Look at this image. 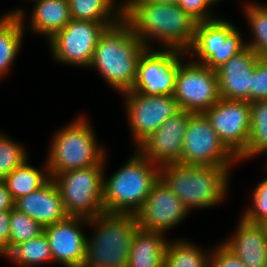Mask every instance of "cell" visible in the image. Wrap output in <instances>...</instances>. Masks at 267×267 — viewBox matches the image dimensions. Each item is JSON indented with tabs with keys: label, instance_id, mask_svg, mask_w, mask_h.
Masks as SVG:
<instances>
[{
	"label": "cell",
	"instance_id": "cell-1",
	"mask_svg": "<svg viewBox=\"0 0 267 267\" xmlns=\"http://www.w3.org/2000/svg\"><path fill=\"white\" fill-rule=\"evenodd\" d=\"M123 18L146 48H153L151 39L163 49L187 52L193 44L197 21L177 4L146 0L123 1Z\"/></svg>",
	"mask_w": 267,
	"mask_h": 267
},
{
	"label": "cell",
	"instance_id": "cell-2",
	"mask_svg": "<svg viewBox=\"0 0 267 267\" xmlns=\"http://www.w3.org/2000/svg\"><path fill=\"white\" fill-rule=\"evenodd\" d=\"M145 49L122 17L100 35L89 68L100 72L106 83L122 94L134 86L138 62Z\"/></svg>",
	"mask_w": 267,
	"mask_h": 267
},
{
	"label": "cell",
	"instance_id": "cell-3",
	"mask_svg": "<svg viewBox=\"0 0 267 267\" xmlns=\"http://www.w3.org/2000/svg\"><path fill=\"white\" fill-rule=\"evenodd\" d=\"M232 167L168 164L160 178L189 210L219 205L227 197ZM219 203V204H218Z\"/></svg>",
	"mask_w": 267,
	"mask_h": 267
},
{
	"label": "cell",
	"instance_id": "cell-4",
	"mask_svg": "<svg viewBox=\"0 0 267 267\" xmlns=\"http://www.w3.org/2000/svg\"><path fill=\"white\" fill-rule=\"evenodd\" d=\"M159 177L160 168L136 149L126 164L103 178L105 213L136 214Z\"/></svg>",
	"mask_w": 267,
	"mask_h": 267
},
{
	"label": "cell",
	"instance_id": "cell-5",
	"mask_svg": "<svg viewBox=\"0 0 267 267\" xmlns=\"http://www.w3.org/2000/svg\"><path fill=\"white\" fill-rule=\"evenodd\" d=\"M88 225L95 231L91 238L86 236L83 267H127L132 240L140 228L136 214L104 212L88 219Z\"/></svg>",
	"mask_w": 267,
	"mask_h": 267
},
{
	"label": "cell",
	"instance_id": "cell-6",
	"mask_svg": "<svg viewBox=\"0 0 267 267\" xmlns=\"http://www.w3.org/2000/svg\"><path fill=\"white\" fill-rule=\"evenodd\" d=\"M88 123L87 118L81 115L54 133L46 159L50 177L105 162V148L97 144Z\"/></svg>",
	"mask_w": 267,
	"mask_h": 267
},
{
	"label": "cell",
	"instance_id": "cell-7",
	"mask_svg": "<svg viewBox=\"0 0 267 267\" xmlns=\"http://www.w3.org/2000/svg\"><path fill=\"white\" fill-rule=\"evenodd\" d=\"M105 163L53 175L68 216L94 218L104 213L103 178Z\"/></svg>",
	"mask_w": 267,
	"mask_h": 267
},
{
	"label": "cell",
	"instance_id": "cell-8",
	"mask_svg": "<svg viewBox=\"0 0 267 267\" xmlns=\"http://www.w3.org/2000/svg\"><path fill=\"white\" fill-rule=\"evenodd\" d=\"M246 47L239 30L225 19L199 22L194 41L186 56H192L195 63L216 70L232 56Z\"/></svg>",
	"mask_w": 267,
	"mask_h": 267
},
{
	"label": "cell",
	"instance_id": "cell-9",
	"mask_svg": "<svg viewBox=\"0 0 267 267\" xmlns=\"http://www.w3.org/2000/svg\"><path fill=\"white\" fill-rule=\"evenodd\" d=\"M237 158L220 141L204 113H191L179 164L233 167Z\"/></svg>",
	"mask_w": 267,
	"mask_h": 267
},
{
	"label": "cell",
	"instance_id": "cell-10",
	"mask_svg": "<svg viewBox=\"0 0 267 267\" xmlns=\"http://www.w3.org/2000/svg\"><path fill=\"white\" fill-rule=\"evenodd\" d=\"M191 59L178 65L173 97L182 110L204 113L220 99L217 73Z\"/></svg>",
	"mask_w": 267,
	"mask_h": 267
},
{
	"label": "cell",
	"instance_id": "cell-11",
	"mask_svg": "<svg viewBox=\"0 0 267 267\" xmlns=\"http://www.w3.org/2000/svg\"><path fill=\"white\" fill-rule=\"evenodd\" d=\"M185 55L183 50L146 48L138 62L137 78L131 91L148 96H173L178 65Z\"/></svg>",
	"mask_w": 267,
	"mask_h": 267
},
{
	"label": "cell",
	"instance_id": "cell-12",
	"mask_svg": "<svg viewBox=\"0 0 267 267\" xmlns=\"http://www.w3.org/2000/svg\"><path fill=\"white\" fill-rule=\"evenodd\" d=\"M122 94L136 149L168 118L182 111L173 96H148L131 90Z\"/></svg>",
	"mask_w": 267,
	"mask_h": 267
},
{
	"label": "cell",
	"instance_id": "cell-13",
	"mask_svg": "<svg viewBox=\"0 0 267 267\" xmlns=\"http://www.w3.org/2000/svg\"><path fill=\"white\" fill-rule=\"evenodd\" d=\"M106 26L101 22L71 19L50 40L52 57L59 63L88 68L98 39Z\"/></svg>",
	"mask_w": 267,
	"mask_h": 267
},
{
	"label": "cell",
	"instance_id": "cell-14",
	"mask_svg": "<svg viewBox=\"0 0 267 267\" xmlns=\"http://www.w3.org/2000/svg\"><path fill=\"white\" fill-rule=\"evenodd\" d=\"M225 147L238 158L246 149L250 133V103L220 98L204 112Z\"/></svg>",
	"mask_w": 267,
	"mask_h": 267
},
{
	"label": "cell",
	"instance_id": "cell-15",
	"mask_svg": "<svg viewBox=\"0 0 267 267\" xmlns=\"http://www.w3.org/2000/svg\"><path fill=\"white\" fill-rule=\"evenodd\" d=\"M188 212L190 213L159 177L136 217L140 229L165 234L181 223Z\"/></svg>",
	"mask_w": 267,
	"mask_h": 267
},
{
	"label": "cell",
	"instance_id": "cell-16",
	"mask_svg": "<svg viewBox=\"0 0 267 267\" xmlns=\"http://www.w3.org/2000/svg\"><path fill=\"white\" fill-rule=\"evenodd\" d=\"M87 225L88 219L68 216L53 225L44 227L53 263L64 267H83L86 257V235L82 224Z\"/></svg>",
	"mask_w": 267,
	"mask_h": 267
},
{
	"label": "cell",
	"instance_id": "cell-17",
	"mask_svg": "<svg viewBox=\"0 0 267 267\" xmlns=\"http://www.w3.org/2000/svg\"><path fill=\"white\" fill-rule=\"evenodd\" d=\"M191 112L182 110L168 118L137 150L159 168L182 158L184 136Z\"/></svg>",
	"mask_w": 267,
	"mask_h": 267
},
{
	"label": "cell",
	"instance_id": "cell-18",
	"mask_svg": "<svg viewBox=\"0 0 267 267\" xmlns=\"http://www.w3.org/2000/svg\"><path fill=\"white\" fill-rule=\"evenodd\" d=\"M257 59V53L246 46L216 69L220 98L250 103L251 74Z\"/></svg>",
	"mask_w": 267,
	"mask_h": 267
},
{
	"label": "cell",
	"instance_id": "cell-19",
	"mask_svg": "<svg viewBox=\"0 0 267 267\" xmlns=\"http://www.w3.org/2000/svg\"><path fill=\"white\" fill-rule=\"evenodd\" d=\"M14 208L39 222L43 227L68 217L59 189L52 178L36 191L16 199Z\"/></svg>",
	"mask_w": 267,
	"mask_h": 267
},
{
	"label": "cell",
	"instance_id": "cell-20",
	"mask_svg": "<svg viewBox=\"0 0 267 267\" xmlns=\"http://www.w3.org/2000/svg\"><path fill=\"white\" fill-rule=\"evenodd\" d=\"M236 233L221 242L246 267H267V235L262 224L239 219Z\"/></svg>",
	"mask_w": 267,
	"mask_h": 267
},
{
	"label": "cell",
	"instance_id": "cell-21",
	"mask_svg": "<svg viewBox=\"0 0 267 267\" xmlns=\"http://www.w3.org/2000/svg\"><path fill=\"white\" fill-rule=\"evenodd\" d=\"M32 10L29 28L48 40L71 20L68 0H37Z\"/></svg>",
	"mask_w": 267,
	"mask_h": 267
},
{
	"label": "cell",
	"instance_id": "cell-22",
	"mask_svg": "<svg viewBox=\"0 0 267 267\" xmlns=\"http://www.w3.org/2000/svg\"><path fill=\"white\" fill-rule=\"evenodd\" d=\"M168 241L165 234L139 228L132 240L127 267H164Z\"/></svg>",
	"mask_w": 267,
	"mask_h": 267
},
{
	"label": "cell",
	"instance_id": "cell-23",
	"mask_svg": "<svg viewBox=\"0 0 267 267\" xmlns=\"http://www.w3.org/2000/svg\"><path fill=\"white\" fill-rule=\"evenodd\" d=\"M25 11L21 8L0 18V78L10 70L20 51L25 29Z\"/></svg>",
	"mask_w": 267,
	"mask_h": 267
},
{
	"label": "cell",
	"instance_id": "cell-24",
	"mask_svg": "<svg viewBox=\"0 0 267 267\" xmlns=\"http://www.w3.org/2000/svg\"><path fill=\"white\" fill-rule=\"evenodd\" d=\"M71 19L101 22L109 27L123 17V2L115 0H68ZM120 4V5H119Z\"/></svg>",
	"mask_w": 267,
	"mask_h": 267
},
{
	"label": "cell",
	"instance_id": "cell-25",
	"mask_svg": "<svg viewBox=\"0 0 267 267\" xmlns=\"http://www.w3.org/2000/svg\"><path fill=\"white\" fill-rule=\"evenodd\" d=\"M28 161L27 159L4 178L14 201L41 188L51 178L46 163L43 170H39L30 166Z\"/></svg>",
	"mask_w": 267,
	"mask_h": 267
},
{
	"label": "cell",
	"instance_id": "cell-26",
	"mask_svg": "<svg viewBox=\"0 0 267 267\" xmlns=\"http://www.w3.org/2000/svg\"><path fill=\"white\" fill-rule=\"evenodd\" d=\"M250 113L249 140L237 161L267 153V99L251 102Z\"/></svg>",
	"mask_w": 267,
	"mask_h": 267
},
{
	"label": "cell",
	"instance_id": "cell-27",
	"mask_svg": "<svg viewBox=\"0 0 267 267\" xmlns=\"http://www.w3.org/2000/svg\"><path fill=\"white\" fill-rule=\"evenodd\" d=\"M209 257L210 251L205 252L194 243L184 239L169 240L164 267H209Z\"/></svg>",
	"mask_w": 267,
	"mask_h": 267
},
{
	"label": "cell",
	"instance_id": "cell-28",
	"mask_svg": "<svg viewBox=\"0 0 267 267\" xmlns=\"http://www.w3.org/2000/svg\"><path fill=\"white\" fill-rule=\"evenodd\" d=\"M4 257L10 258L18 267L53 262L50 246L44 232L31 240L15 245Z\"/></svg>",
	"mask_w": 267,
	"mask_h": 267
},
{
	"label": "cell",
	"instance_id": "cell-29",
	"mask_svg": "<svg viewBox=\"0 0 267 267\" xmlns=\"http://www.w3.org/2000/svg\"><path fill=\"white\" fill-rule=\"evenodd\" d=\"M244 14L253 34V40L246 42V46L252 48L259 58L267 60V5L246 3Z\"/></svg>",
	"mask_w": 267,
	"mask_h": 267
},
{
	"label": "cell",
	"instance_id": "cell-30",
	"mask_svg": "<svg viewBox=\"0 0 267 267\" xmlns=\"http://www.w3.org/2000/svg\"><path fill=\"white\" fill-rule=\"evenodd\" d=\"M44 227L23 212L10 210L9 251L18 244L27 242L43 233Z\"/></svg>",
	"mask_w": 267,
	"mask_h": 267
},
{
	"label": "cell",
	"instance_id": "cell-31",
	"mask_svg": "<svg viewBox=\"0 0 267 267\" xmlns=\"http://www.w3.org/2000/svg\"><path fill=\"white\" fill-rule=\"evenodd\" d=\"M26 148L9 136L0 134V180L22 165L27 159Z\"/></svg>",
	"mask_w": 267,
	"mask_h": 267
},
{
	"label": "cell",
	"instance_id": "cell-32",
	"mask_svg": "<svg viewBox=\"0 0 267 267\" xmlns=\"http://www.w3.org/2000/svg\"><path fill=\"white\" fill-rule=\"evenodd\" d=\"M252 204L241 216L251 223H263L267 219V177L256 185L252 194Z\"/></svg>",
	"mask_w": 267,
	"mask_h": 267
},
{
	"label": "cell",
	"instance_id": "cell-33",
	"mask_svg": "<svg viewBox=\"0 0 267 267\" xmlns=\"http://www.w3.org/2000/svg\"><path fill=\"white\" fill-rule=\"evenodd\" d=\"M267 99V60L258 57L251 74L250 103Z\"/></svg>",
	"mask_w": 267,
	"mask_h": 267
},
{
	"label": "cell",
	"instance_id": "cell-34",
	"mask_svg": "<svg viewBox=\"0 0 267 267\" xmlns=\"http://www.w3.org/2000/svg\"><path fill=\"white\" fill-rule=\"evenodd\" d=\"M177 5L198 23L216 19L215 15L208 12L213 6L210 0H178Z\"/></svg>",
	"mask_w": 267,
	"mask_h": 267
},
{
	"label": "cell",
	"instance_id": "cell-35",
	"mask_svg": "<svg viewBox=\"0 0 267 267\" xmlns=\"http://www.w3.org/2000/svg\"><path fill=\"white\" fill-rule=\"evenodd\" d=\"M220 244L210 250L209 267H246L236 255Z\"/></svg>",
	"mask_w": 267,
	"mask_h": 267
},
{
	"label": "cell",
	"instance_id": "cell-36",
	"mask_svg": "<svg viewBox=\"0 0 267 267\" xmlns=\"http://www.w3.org/2000/svg\"><path fill=\"white\" fill-rule=\"evenodd\" d=\"M10 210L0 211V249L4 255L9 252Z\"/></svg>",
	"mask_w": 267,
	"mask_h": 267
},
{
	"label": "cell",
	"instance_id": "cell-37",
	"mask_svg": "<svg viewBox=\"0 0 267 267\" xmlns=\"http://www.w3.org/2000/svg\"><path fill=\"white\" fill-rule=\"evenodd\" d=\"M14 200L4 180H0V211L14 208Z\"/></svg>",
	"mask_w": 267,
	"mask_h": 267
},
{
	"label": "cell",
	"instance_id": "cell-38",
	"mask_svg": "<svg viewBox=\"0 0 267 267\" xmlns=\"http://www.w3.org/2000/svg\"><path fill=\"white\" fill-rule=\"evenodd\" d=\"M146 1H151V2H154V3L177 4L178 0H146Z\"/></svg>",
	"mask_w": 267,
	"mask_h": 267
},
{
	"label": "cell",
	"instance_id": "cell-39",
	"mask_svg": "<svg viewBox=\"0 0 267 267\" xmlns=\"http://www.w3.org/2000/svg\"><path fill=\"white\" fill-rule=\"evenodd\" d=\"M261 224L263 225V227H264V229L266 231V235H267V219Z\"/></svg>",
	"mask_w": 267,
	"mask_h": 267
},
{
	"label": "cell",
	"instance_id": "cell-40",
	"mask_svg": "<svg viewBox=\"0 0 267 267\" xmlns=\"http://www.w3.org/2000/svg\"><path fill=\"white\" fill-rule=\"evenodd\" d=\"M212 4L216 5L221 0H210Z\"/></svg>",
	"mask_w": 267,
	"mask_h": 267
},
{
	"label": "cell",
	"instance_id": "cell-41",
	"mask_svg": "<svg viewBox=\"0 0 267 267\" xmlns=\"http://www.w3.org/2000/svg\"><path fill=\"white\" fill-rule=\"evenodd\" d=\"M0 256H5L1 249H0Z\"/></svg>",
	"mask_w": 267,
	"mask_h": 267
}]
</instances>
